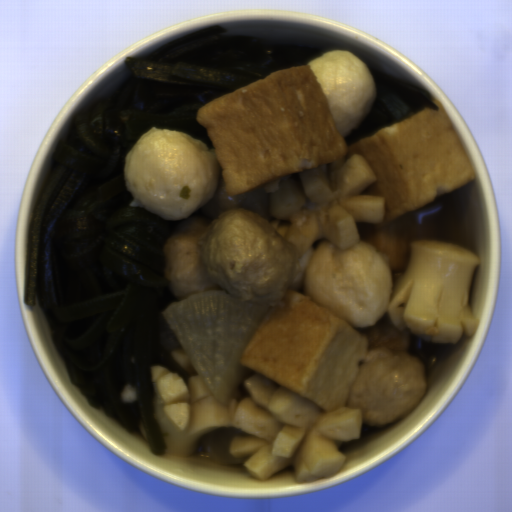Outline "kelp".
Instances as JSON below:
<instances>
[{
	"mask_svg": "<svg viewBox=\"0 0 512 512\" xmlns=\"http://www.w3.org/2000/svg\"><path fill=\"white\" fill-rule=\"evenodd\" d=\"M326 52L212 26L142 57L125 78L78 110L56 147L28 230L25 303L39 306L67 375L85 401L130 433L142 423L151 452L167 451L153 417L152 366L190 379L164 314L179 301L165 274L168 237L212 223L204 205L181 220L130 207L127 154L150 128L215 147L197 113L276 71Z\"/></svg>",
	"mask_w": 512,
	"mask_h": 512,
	"instance_id": "kelp-1",
	"label": "kelp"
},
{
	"mask_svg": "<svg viewBox=\"0 0 512 512\" xmlns=\"http://www.w3.org/2000/svg\"><path fill=\"white\" fill-rule=\"evenodd\" d=\"M368 70L375 81L374 102L361 123L343 136L349 146L425 109L440 111L427 92L409 79L392 72Z\"/></svg>",
	"mask_w": 512,
	"mask_h": 512,
	"instance_id": "kelp-2",
	"label": "kelp"
}]
</instances>
